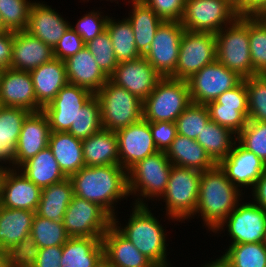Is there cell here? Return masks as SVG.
<instances>
[{
  "label": "cell",
  "mask_w": 266,
  "mask_h": 267,
  "mask_svg": "<svg viewBox=\"0 0 266 267\" xmlns=\"http://www.w3.org/2000/svg\"><path fill=\"white\" fill-rule=\"evenodd\" d=\"M69 179L74 195L98 204L112 218L115 202L129 197L127 171L120 165L85 166Z\"/></svg>",
  "instance_id": "1"
},
{
  "label": "cell",
  "mask_w": 266,
  "mask_h": 267,
  "mask_svg": "<svg viewBox=\"0 0 266 267\" xmlns=\"http://www.w3.org/2000/svg\"><path fill=\"white\" fill-rule=\"evenodd\" d=\"M240 190L218 164L201 172L197 208L193 216L201 214L204 224L213 232L236 208L241 200Z\"/></svg>",
  "instance_id": "2"
},
{
  "label": "cell",
  "mask_w": 266,
  "mask_h": 267,
  "mask_svg": "<svg viewBox=\"0 0 266 267\" xmlns=\"http://www.w3.org/2000/svg\"><path fill=\"white\" fill-rule=\"evenodd\" d=\"M137 199L127 225L123 228L118 226L116 216L112 218V224L157 267H169L166 259L165 229L147 208L143 198Z\"/></svg>",
  "instance_id": "3"
},
{
  "label": "cell",
  "mask_w": 266,
  "mask_h": 267,
  "mask_svg": "<svg viewBox=\"0 0 266 267\" xmlns=\"http://www.w3.org/2000/svg\"><path fill=\"white\" fill-rule=\"evenodd\" d=\"M216 59L243 79L259 75L251 62L249 16L239 15L215 34Z\"/></svg>",
  "instance_id": "4"
},
{
  "label": "cell",
  "mask_w": 266,
  "mask_h": 267,
  "mask_svg": "<svg viewBox=\"0 0 266 267\" xmlns=\"http://www.w3.org/2000/svg\"><path fill=\"white\" fill-rule=\"evenodd\" d=\"M103 129L118 131L143 118V100L108 80L96 92Z\"/></svg>",
  "instance_id": "5"
},
{
  "label": "cell",
  "mask_w": 266,
  "mask_h": 267,
  "mask_svg": "<svg viewBox=\"0 0 266 267\" xmlns=\"http://www.w3.org/2000/svg\"><path fill=\"white\" fill-rule=\"evenodd\" d=\"M190 104L188 82L164 77L143 101V118L148 122H176Z\"/></svg>",
  "instance_id": "6"
},
{
  "label": "cell",
  "mask_w": 266,
  "mask_h": 267,
  "mask_svg": "<svg viewBox=\"0 0 266 267\" xmlns=\"http://www.w3.org/2000/svg\"><path fill=\"white\" fill-rule=\"evenodd\" d=\"M201 172L192 168L172 165L167 188L161 196L166 202L169 219L187 220L197 208ZM163 197V198H162Z\"/></svg>",
  "instance_id": "7"
},
{
  "label": "cell",
  "mask_w": 266,
  "mask_h": 267,
  "mask_svg": "<svg viewBox=\"0 0 266 267\" xmlns=\"http://www.w3.org/2000/svg\"><path fill=\"white\" fill-rule=\"evenodd\" d=\"M172 163L166 153L158 151L138 161L127 171L129 195L161 198L167 188ZM139 191V192H138Z\"/></svg>",
  "instance_id": "8"
},
{
  "label": "cell",
  "mask_w": 266,
  "mask_h": 267,
  "mask_svg": "<svg viewBox=\"0 0 266 267\" xmlns=\"http://www.w3.org/2000/svg\"><path fill=\"white\" fill-rule=\"evenodd\" d=\"M239 15L228 0H186L180 22L187 31L216 34Z\"/></svg>",
  "instance_id": "9"
},
{
  "label": "cell",
  "mask_w": 266,
  "mask_h": 267,
  "mask_svg": "<svg viewBox=\"0 0 266 267\" xmlns=\"http://www.w3.org/2000/svg\"><path fill=\"white\" fill-rule=\"evenodd\" d=\"M215 60L216 37L214 33L184 30L176 69L170 78L187 81L196 72Z\"/></svg>",
  "instance_id": "10"
},
{
  "label": "cell",
  "mask_w": 266,
  "mask_h": 267,
  "mask_svg": "<svg viewBox=\"0 0 266 267\" xmlns=\"http://www.w3.org/2000/svg\"><path fill=\"white\" fill-rule=\"evenodd\" d=\"M63 225L70 237H103L112 217L98 204L73 195Z\"/></svg>",
  "instance_id": "11"
},
{
  "label": "cell",
  "mask_w": 266,
  "mask_h": 267,
  "mask_svg": "<svg viewBox=\"0 0 266 267\" xmlns=\"http://www.w3.org/2000/svg\"><path fill=\"white\" fill-rule=\"evenodd\" d=\"M242 80L236 72L229 70L216 59L187 80L191 103L207 105Z\"/></svg>",
  "instance_id": "12"
},
{
  "label": "cell",
  "mask_w": 266,
  "mask_h": 267,
  "mask_svg": "<svg viewBox=\"0 0 266 267\" xmlns=\"http://www.w3.org/2000/svg\"><path fill=\"white\" fill-rule=\"evenodd\" d=\"M232 238L231 244L263 242L266 230V210L253 203H240L213 231L224 229Z\"/></svg>",
  "instance_id": "13"
},
{
  "label": "cell",
  "mask_w": 266,
  "mask_h": 267,
  "mask_svg": "<svg viewBox=\"0 0 266 267\" xmlns=\"http://www.w3.org/2000/svg\"><path fill=\"white\" fill-rule=\"evenodd\" d=\"M184 30L181 22L163 21L144 55L162 78L171 77L175 72Z\"/></svg>",
  "instance_id": "14"
},
{
  "label": "cell",
  "mask_w": 266,
  "mask_h": 267,
  "mask_svg": "<svg viewBox=\"0 0 266 267\" xmlns=\"http://www.w3.org/2000/svg\"><path fill=\"white\" fill-rule=\"evenodd\" d=\"M93 96L94 93L84 87L66 84L42 110L48 117L51 132H67L75 123L78 111Z\"/></svg>",
  "instance_id": "15"
},
{
  "label": "cell",
  "mask_w": 266,
  "mask_h": 267,
  "mask_svg": "<svg viewBox=\"0 0 266 267\" xmlns=\"http://www.w3.org/2000/svg\"><path fill=\"white\" fill-rule=\"evenodd\" d=\"M34 215V211L0 206V247L16 260L27 253Z\"/></svg>",
  "instance_id": "16"
},
{
  "label": "cell",
  "mask_w": 266,
  "mask_h": 267,
  "mask_svg": "<svg viewBox=\"0 0 266 267\" xmlns=\"http://www.w3.org/2000/svg\"><path fill=\"white\" fill-rule=\"evenodd\" d=\"M120 166L128 171L138 161L158 152L150 122L144 118L116 131Z\"/></svg>",
  "instance_id": "17"
},
{
  "label": "cell",
  "mask_w": 266,
  "mask_h": 267,
  "mask_svg": "<svg viewBox=\"0 0 266 267\" xmlns=\"http://www.w3.org/2000/svg\"><path fill=\"white\" fill-rule=\"evenodd\" d=\"M161 79L162 77L144 56L119 62L114 73L109 77L116 86L125 88L143 101L153 92Z\"/></svg>",
  "instance_id": "18"
},
{
  "label": "cell",
  "mask_w": 266,
  "mask_h": 267,
  "mask_svg": "<svg viewBox=\"0 0 266 267\" xmlns=\"http://www.w3.org/2000/svg\"><path fill=\"white\" fill-rule=\"evenodd\" d=\"M19 171L16 168L0 171V206L36 212L42 189Z\"/></svg>",
  "instance_id": "19"
},
{
  "label": "cell",
  "mask_w": 266,
  "mask_h": 267,
  "mask_svg": "<svg viewBox=\"0 0 266 267\" xmlns=\"http://www.w3.org/2000/svg\"><path fill=\"white\" fill-rule=\"evenodd\" d=\"M50 124L43 111L31 112L23 122L15 153L11 156L13 169L36 156L48 146Z\"/></svg>",
  "instance_id": "20"
},
{
  "label": "cell",
  "mask_w": 266,
  "mask_h": 267,
  "mask_svg": "<svg viewBox=\"0 0 266 267\" xmlns=\"http://www.w3.org/2000/svg\"><path fill=\"white\" fill-rule=\"evenodd\" d=\"M0 106L20 107L30 112L43 110L37 103L29 71L7 68L0 72Z\"/></svg>",
  "instance_id": "21"
},
{
  "label": "cell",
  "mask_w": 266,
  "mask_h": 267,
  "mask_svg": "<svg viewBox=\"0 0 266 267\" xmlns=\"http://www.w3.org/2000/svg\"><path fill=\"white\" fill-rule=\"evenodd\" d=\"M218 165L225 172L227 178L238 189L246 186L253 188L258 178L266 170V164L253 152L247 151L239 143H235L228 156ZM241 186V187H240Z\"/></svg>",
  "instance_id": "22"
},
{
  "label": "cell",
  "mask_w": 266,
  "mask_h": 267,
  "mask_svg": "<svg viewBox=\"0 0 266 267\" xmlns=\"http://www.w3.org/2000/svg\"><path fill=\"white\" fill-rule=\"evenodd\" d=\"M54 58L53 49L26 30L13 36L11 69L31 71Z\"/></svg>",
  "instance_id": "23"
},
{
  "label": "cell",
  "mask_w": 266,
  "mask_h": 267,
  "mask_svg": "<svg viewBox=\"0 0 266 267\" xmlns=\"http://www.w3.org/2000/svg\"><path fill=\"white\" fill-rule=\"evenodd\" d=\"M104 260L111 267H157L112 224L102 237Z\"/></svg>",
  "instance_id": "24"
},
{
  "label": "cell",
  "mask_w": 266,
  "mask_h": 267,
  "mask_svg": "<svg viewBox=\"0 0 266 267\" xmlns=\"http://www.w3.org/2000/svg\"><path fill=\"white\" fill-rule=\"evenodd\" d=\"M43 3L34 2L32 5L26 31L54 49L71 24Z\"/></svg>",
  "instance_id": "25"
},
{
  "label": "cell",
  "mask_w": 266,
  "mask_h": 267,
  "mask_svg": "<svg viewBox=\"0 0 266 267\" xmlns=\"http://www.w3.org/2000/svg\"><path fill=\"white\" fill-rule=\"evenodd\" d=\"M64 62L69 84L84 87L95 94L109 80L86 46Z\"/></svg>",
  "instance_id": "26"
},
{
  "label": "cell",
  "mask_w": 266,
  "mask_h": 267,
  "mask_svg": "<svg viewBox=\"0 0 266 267\" xmlns=\"http://www.w3.org/2000/svg\"><path fill=\"white\" fill-rule=\"evenodd\" d=\"M34 85L37 103L44 108L68 84L65 62L53 58L29 71Z\"/></svg>",
  "instance_id": "27"
},
{
  "label": "cell",
  "mask_w": 266,
  "mask_h": 267,
  "mask_svg": "<svg viewBox=\"0 0 266 267\" xmlns=\"http://www.w3.org/2000/svg\"><path fill=\"white\" fill-rule=\"evenodd\" d=\"M103 260L102 237H70L62 245L61 267H96Z\"/></svg>",
  "instance_id": "28"
},
{
  "label": "cell",
  "mask_w": 266,
  "mask_h": 267,
  "mask_svg": "<svg viewBox=\"0 0 266 267\" xmlns=\"http://www.w3.org/2000/svg\"><path fill=\"white\" fill-rule=\"evenodd\" d=\"M85 166L120 165L116 132L101 129L82 140Z\"/></svg>",
  "instance_id": "29"
},
{
  "label": "cell",
  "mask_w": 266,
  "mask_h": 267,
  "mask_svg": "<svg viewBox=\"0 0 266 267\" xmlns=\"http://www.w3.org/2000/svg\"><path fill=\"white\" fill-rule=\"evenodd\" d=\"M48 147L67 178L85 167L82 140L69 132H51Z\"/></svg>",
  "instance_id": "30"
},
{
  "label": "cell",
  "mask_w": 266,
  "mask_h": 267,
  "mask_svg": "<svg viewBox=\"0 0 266 267\" xmlns=\"http://www.w3.org/2000/svg\"><path fill=\"white\" fill-rule=\"evenodd\" d=\"M172 165L203 172L213 168L216 163L205 149L194 139L177 134L165 152Z\"/></svg>",
  "instance_id": "31"
},
{
  "label": "cell",
  "mask_w": 266,
  "mask_h": 267,
  "mask_svg": "<svg viewBox=\"0 0 266 267\" xmlns=\"http://www.w3.org/2000/svg\"><path fill=\"white\" fill-rule=\"evenodd\" d=\"M132 7L127 19L134 31L136 49L144 56L163 20L142 0H132Z\"/></svg>",
  "instance_id": "32"
},
{
  "label": "cell",
  "mask_w": 266,
  "mask_h": 267,
  "mask_svg": "<svg viewBox=\"0 0 266 267\" xmlns=\"http://www.w3.org/2000/svg\"><path fill=\"white\" fill-rule=\"evenodd\" d=\"M18 169L41 189L67 178L48 146L24 162Z\"/></svg>",
  "instance_id": "33"
},
{
  "label": "cell",
  "mask_w": 266,
  "mask_h": 267,
  "mask_svg": "<svg viewBox=\"0 0 266 267\" xmlns=\"http://www.w3.org/2000/svg\"><path fill=\"white\" fill-rule=\"evenodd\" d=\"M73 195V186L69 178L43 188L35 213L51 221H63Z\"/></svg>",
  "instance_id": "34"
},
{
  "label": "cell",
  "mask_w": 266,
  "mask_h": 267,
  "mask_svg": "<svg viewBox=\"0 0 266 267\" xmlns=\"http://www.w3.org/2000/svg\"><path fill=\"white\" fill-rule=\"evenodd\" d=\"M235 135L227 127L210 120L202 129L196 141L205 149L210 158L218 164L228 156L237 142Z\"/></svg>",
  "instance_id": "35"
},
{
  "label": "cell",
  "mask_w": 266,
  "mask_h": 267,
  "mask_svg": "<svg viewBox=\"0 0 266 267\" xmlns=\"http://www.w3.org/2000/svg\"><path fill=\"white\" fill-rule=\"evenodd\" d=\"M69 238L63 221H51L35 213L28 249H43L63 245Z\"/></svg>",
  "instance_id": "36"
},
{
  "label": "cell",
  "mask_w": 266,
  "mask_h": 267,
  "mask_svg": "<svg viewBox=\"0 0 266 267\" xmlns=\"http://www.w3.org/2000/svg\"><path fill=\"white\" fill-rule=\"evenodd\" d=\"M106 30L110 35L114 54L118 63L135 60L141 57L135 46L132 25L127 18L116 22L109 17L106 24Z\"/></svg>",
  "instance_id": "37"
},
{
  "label": "cell",
  "mask_w": 266,
  "mask_h": 267,
  "mask_svg": "<svg viewBox=\"0 0 266 267\" xmlns=\"http://www.w3.org/2000/svg\"><path fill=\"white\" fill-rule=\"evenodd\" d=\"M30 113L20 107L0 106V145L10 156L16 151L23 122Z\"/></svg>",
  "instance_id": "38"
},
{
  "label": "cell",
  "mask_w": 266,
  "mask_h": 267,
  "mask_svg": "<svg viewBox=\"0 0 266 267\" xmlns=\"http://www.w3.org/2000/svg\"><path fill=\"white\" fill-rule=\"evenodd\" d=\"M102 129L100 104L95 95L78 111L75 123L67 131L80 140Z\"/></svg>",
  "instance_id": "39"
},
{
  "label": "cell",
  "mask_w": 266,
  "mask_h": 267,
  "mask_svg": "<svg viewBox=\"0 0 266 267\" xmlns=\"http://www.w3.org/2000/svg\"><path fill=\"white\" fill-rule=\"evenodd\" d=\"M224 256L233 267H266V246L263 242L230 244Z\"/></svg>",
  "instance_id": "40"
},
{
  "label": "cell",
  "mask_w": 266,
  "mask_h": 267,
  "mask_svg": "<svg viewBox=\"0 0 266 267\" xmlns=\"http://www.w3.org/2000/svg\"><path fill=\"white\" fill-rule=\"evenodd\" d=\"M210 121L207 105L191 103L177 118V134L196 140Z\"/></svg>",
  "instance_id": "41"
},
{
  "label": "cell",
  "mask_w": 266,
  "mask_h": 267,
  "mask_svg": "<svg viewBox=\"0 0 266 267\" xmlns=\"http://www.w3.org/2000/svg\"><path fill=\"white\" fill-rule=\"evenodd\" d=\"M249 46L253 69L266 73V22L261 17L249 16Z\"/></svg>",
  "instance_id": "42"
},
{
  "label": "cell",
  "mask_w": 266,
  "mask_h": 267,
  "mask_svg": "<svg viewBox=\"0 0 266 267\" xmlns=\"http://www.w3.org/2000/svg\"><path fill=\"white\" fill-rule=\"evenodd\" d=\"M33 4L34 2L30 0H0V15L4 30L14 32L26 30Z\"/></svg>",
  "instance_id": "43"
},
{
  "label": "cell",
  "mask_w": 266,
  "mask_h": 267,
  "mask_svg": "<svg viewBox=\"0 0 266 267\" xmlns=\"http://www.w3.org/2000/svg\"><path fill=\"white\" fill-rule=\"evenodd\" d=\"M248 95V120L266 122V76L245 78Z\"/></svg>",
  "instance_id": "44"
},
{
  "label": "cell",
  "mask_w": 266,
  "mask_h": 267,
  "mask_svg": "<svg viewBox=\"0 0 266 267\" xmlns=\"http://www.w3.org/2000/svg\"><path fill=\"white\" fill-rule=\"evenodd\" d=\"M239 143L247 151L253 152L266 164V122L250 121L236 135Z\"/></svg>",
  "instance_id": "45"
},
{
  "label": "cell",
  "mask_w": 266,
  "mask_h": 267,
  "mask_svg": "<svg viewBox=\"0 0 266 267\" xmlns=\"http://www.w3.org/2000/svg\"><path fill=\"white\" fill-rule=\"evenodd\" d=\"M87 49L92 53L99 68L109 78L118 65L111 38L107 30L97 35L93 40L85 43Z\"/></svg>",
  "instance_id": "46"
},
{
  "label": "cell",
  "mask_w": 266,
  "mask_h": 267,
  "mask_svg": "<svg viewBox=\"0 0 266 267\" xmlns=\"http://www.w3.org/2000/svg\"><path fill=\"white\" fill-rule=\"evenodd\" d=\"M210 120L227 127L236 135L247 125L248 111H238L235 108L220 107L215 101L207 104Z\"/></svg>",
  "instance_id": "47"
},
{
  "label": "cell",
  "mask_w": 266,
  "mask_h": 267,
  "mask_svg": "<svg viewBox=\"0 0 266 267\" xmlns=\"http://www.w3.org/2000/svg\"><path fill=\"white\" fill-rule=\"evenodd\" d=\"M62 245L43 249H27L19 260L22 267H61Z\"/></svg>",
  "instance_id": "48"
},
{
  "label": "cell",
  "mask_w": 266,
  "mask_h": 267,
  "mask_svg": "<svg viewBox=\"0 0 266 267\" xmlns=\"http://www.w3.org/2000/svg\"><path fill=\"white\" fill-rule=\"evenodd\" d=\"M107 21L108 16H102L100 12L93 10L78 20L76 27L72 25L71 27L82 38L83 42L87 43L106 30Z\"/></svg>",
  "instance_id": "49"
},
{
  "label": "cell",
  "mask_w": 266,
  "mask_h": 267,
  "mask_svg": "<svg viewBox=\"0 0 266 267\" xmlns=\"http://www.w3.org/2000/svg\"><path fill=\"white\" fill-rule=\"evenodd\" d=\"M163 21L180 22L183 16L186 0H142Z\"/></svg>",
  "instance_id": "50"
},
{
  "label": "cell",
  "mask_w": 266,
  "mask_h": 267,
  "mask_svg": "<svg viewBox=\"0 0 266 267\" xmlns=\"http://www.w3.org/2000/svg\"><path fill=\"white\" fill-rule=\"evenodd\" d=\"M85 43L82 38L70 26L53 49L54 58L66 60L79 52Z\"/></svg>",
  "instance_id": "51"
},
{
  "label": "cell",
  "mask_w": 266,
  "mask_h": 267,
  "mask_svg": "<svg viewBox=\"0 0 266 267\" xmlns=\"http://www.w3.org/2000/svg\"><path fill=\"white\" fill-rule=\"evenodd\" d=\"M215 102L220 104V107L235 108V110L238 111H248V95L245 79L234 88L218 96Z\"/></svg>",
  "instance_id": "52"
},
{
  "label": "cell",
  "mask_w": 266,
  "mask_h": 267,
  "mask_svg": "<svg viewBox=\"0 0 266 267\" xmlns=\"http://www.w3.org/2000/svg\"><path fill=\"white\" fill-rule=\"evenodd\" d=\"M150 129L158 151L166 152L176 138V123L168 121L150 122Z\"/></svg>",
  "instance_id": "53"
},
{
  "label": "cell",
  "mask_w": 266,
  "mask_h": 267,
  "mask_svg": "<svg viewBox=\"0 0 266 267\" xmlns=\"http://www.w3.org/2000/svg\"><path fill=\"white\" fill-rule=\"evenodd\" d=\"M14 31L0 32V72L10 67Z\"/></svg>",
  "instance_id": "54"
},
{
  "label": "cell",
  "mask_w": 266,
  "mask_h": 267,
  "mask_svg": "<svg viewBox=\"0 0 266 267\" xmlns=\"http://www.w3.org/2000/svg\"><path fill=\"white\" fill-rule=\"evenodd\" d=\"M255 204L266 210V170L252 188Z\"/></svg>",
  "instance_id": "55"
},
{
  "label": "cell",
  "mask_w": 266,
  "mask_h": 267,
  "mask_svg": "<svg viewBox=\"0 0 266 267\" xmlns=\"http://www.w3.org/2000/svg\"><path fill=\"white\" fill-rule=\"evenodd\" d=\"M266 12V0H259L245 15L260 17Z\"/></svg>",
  "instance_id": "56"
},
{
  "label": "cell",
  "mask_w": 266,
  "mask_h": 267,
  "mask_svg": "<svg viewBox=\"0 0 266 267\" xmlns=\"http://www.w3.org/2000/svg\"><path fill=\"white\" fill-rule=\"evenodd\" d=\"M15 260L5 249L0 247V267H9Z\"/></svg>",
  "instance_id": "57"
},
{
  "label": "cell",
  "mask_w": 266,
  "mask_h": 267,
  "mask_svg": "<svg viewBox=\"0 0 266 267\" xmlns=\"http://www.w3.org/2000/svg\"><path fill=\"white\" fill-rule=\"evenodd\" d=\"M204 267H233L231 262L224 256L217 258L215 261L207 263Z\"/></svg>",
  "instance_id": "58"
},
{
  "label": "cell",
  "mask_w": 266,
  "mask_h": 267,
  "mask_svg": "<svg viewBox=\"0 0 266 267\" xmlns=\"http://www.w3.org/2000/svg\"><path fill=\"white\" fill-rule=\"evenodd\" d=\"M259 0H239V14L245 15Z\"/></svg>",
  "instance_id": "59"
},
{
  "label": "cell",
  "mask_w": 266,
  "mask_h": 267,
  "mask_svg": "<svg viewBox=\"0 0 266 267\" xmlns=\"http://www.w3.org/2000/svg\"><path fill=\"white\" fill-rule=\"evenodd\" d=\"M9 161V164H11V156L5 151V149L0 145V163H8ZM5 166H2V164H0V171H4V170H7V169H11L12 167H5Z\"/></svg>",
  "instance_id": "60"
},
{
  "label": "cell",
  "mask_w": 266,
  "mask_h": 267,
  "mask_svg": "<svg viewBox=\"0 0 266 267\" xmlns=\"http://www.w3.org/2000/svg\"><path fill=\"white\" fill-rule=\"evenodd\" d=\"M231 4L234 5L236 11L239 13V0H228Z\"/></svg>",
  "instance_id": "61"
},
{
  "label": "cell",
  "mask_w": 266,
  "mask_h": 267,
  "mask_svg": "<svg viewBox=\"0 0 266 267\" xmlns=\"http://www.w3.org/2000/svg\"><path fill=\"white\" fill-rule=\"evenodd\" d=\"M9 267H22L19 260H15Z\"/></svg>",
  "instance_id": "62"
},
{
  "label": "cell",
  "mask_w": 266,
  "mask_h": 267,
  "mask_svg": "<svg viewBox=\"0 0 266 267\" xmlns=\"http://www.w3.org/2000/svg\"><path fill=\"white\" fill-rule=\"evenodd\" d=\"M96 267H111V266L105 260H103Z\"/></svg>",
  "instance_id": "63"
},
{
  "label": "cell",
  "mask_w": 266,
  "mask_h": 267,
  "mask_svg": "<svg viewBox=\"0 0 266 267\" xmlns=\"http://www.w3.org/2000/svg\"><path fill=\"white\" fill-rule=\"evenodd\" d=\"M1 31H4V23H3L1 15H0V32Z\"/></svg>",
  "instance_id": "64"
},
{
  "label": "cell",
  "mask_w": 266,
  "mask_h": 267,
  "mask_svg": "<svg viewBox=\"0 0 266 267\" xmlns=\"http://www.w3.org/2000/svg\"><path fill=\"white\" fill-rule=\"evenodd\" d=\"M266 22V12L260 16Z\"/></svg>",
  "instance_id": "65"
},
{
  "label": "cell",
  "mask_w": 266,
  "mask_h": 267,
  "mask_svg": "<svg viewBox=\"0 0 266 267\" xmlns=\"http://www.w3.org/2000/svg\"><path fill=\"white\" fill-rule=\"evenodd\" d=\"M263 244L266 246V230H265V235H264Z\"/></svg>",
  "instance_id": "66"
}]
</instances>
